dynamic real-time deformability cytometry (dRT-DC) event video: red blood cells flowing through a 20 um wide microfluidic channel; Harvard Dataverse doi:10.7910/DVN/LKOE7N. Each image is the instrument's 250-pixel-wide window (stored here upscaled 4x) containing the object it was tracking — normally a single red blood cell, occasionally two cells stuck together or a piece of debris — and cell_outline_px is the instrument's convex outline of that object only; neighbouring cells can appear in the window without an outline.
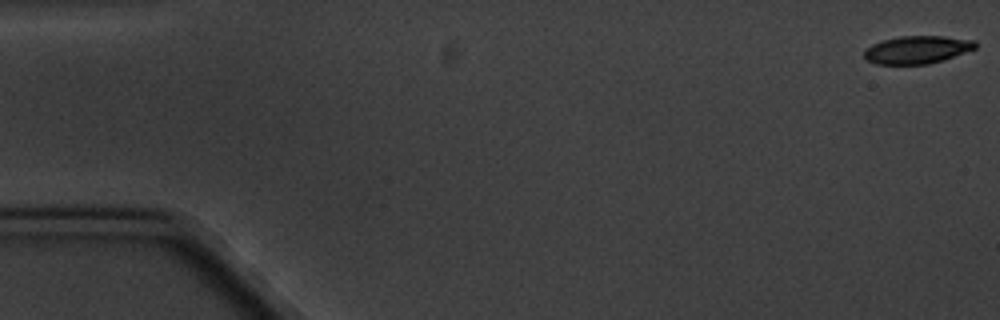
{"species": "common noctule bat (a hibernating species)", "species_latin": "Nyctalus noctula", "temperature_condition": "cold", "stored_images_in_passage": 7, "camera_frame_rate_fps": 3000, "um_per_image_px": 0.085, "animal": {"sex": "male", "body_mass_g": 20.1, "forearm_length_mm": 53.5}, "frame": {"image": 1, "passage_image": 1, "time_ms": 0.0, "image_size_px": [1000, 320], "cell_outline_px": [[976, 48], [944, 60], [928, 64], [876, 64], [868, 60], [864, 56], [864, 52], [872, 44], [884, 40], [900, 36], [944, 36], [976, 40]], "centroid_in_image_um": [77.99, 4.22], "position_along_channel_um": 7.0, "area_um2": 17.92}}
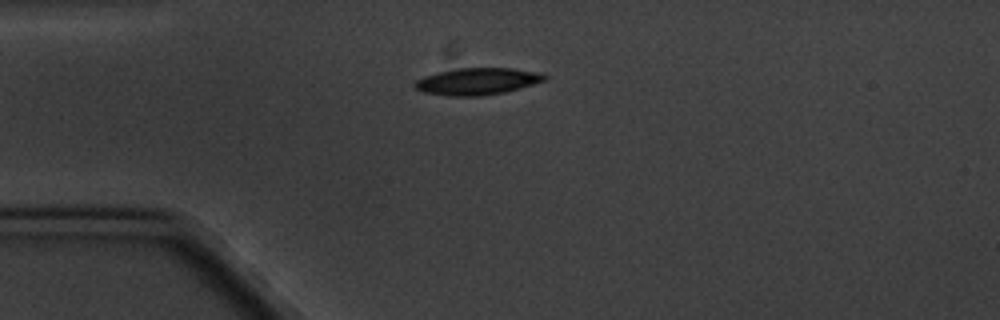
{"frame": {"image": 2, "passage_image": 5, "time_ms": 4.667, "image_size_px": [1000, 320], "cell_outline_px": [[548, 76], [544, 80], [532, 84], [504, 92], [480, 96], [448, 96], [424, 92], [416, 88], [412, 84], [416, 80], [424, 76], [440, 72], [460, 68], [512, 68], [536, 72]], "centroid_in_image_um": [40.53, 6.92], "position_along_channel_um": 44.5, "area_um2": 20.0}}